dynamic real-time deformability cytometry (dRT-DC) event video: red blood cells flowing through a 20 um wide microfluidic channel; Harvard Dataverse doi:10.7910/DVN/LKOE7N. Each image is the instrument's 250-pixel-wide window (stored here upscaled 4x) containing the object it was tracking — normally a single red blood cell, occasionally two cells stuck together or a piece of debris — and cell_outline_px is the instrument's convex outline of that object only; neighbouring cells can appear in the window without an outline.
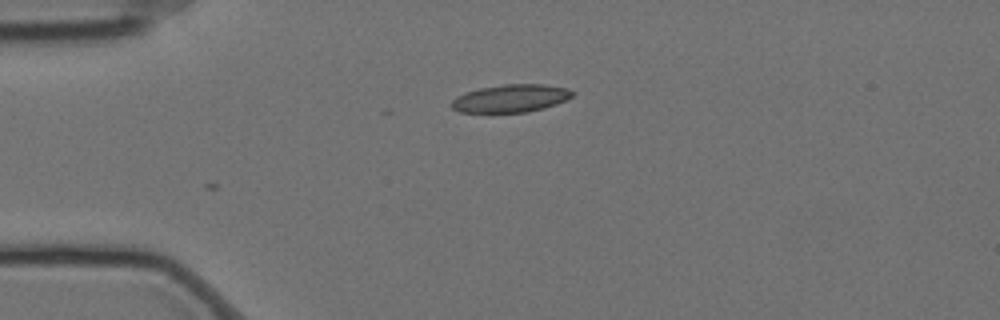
{"species": "Egyptian fruit bat (a non-hibernating species)", "species_latin": "Rousettus aegyptiacus", "temperature_condition": "cold", "stored_images_in_passage": 4, "camera_frame_rate_fps": 3000, "um_per_image_px": 0.085, "animal": {"sex": "female"}, "frame": {"image": 1, "passage_image": 1, "time_ms": 0.0, "image_size_px": [1000, 320], "cell_outline_px": [[576, 92], [572, 96], [556, 104], [544, 108], [528, 112], [460, 112], [452, 108], [448, 104], [456, 96], [480, 88], [504, 84], [544, 84], [568, 88]], "centroid_in_image_um": [43.42, 8.36], "position_along_channel_um": 41.6, "area_um2": 19.59}}